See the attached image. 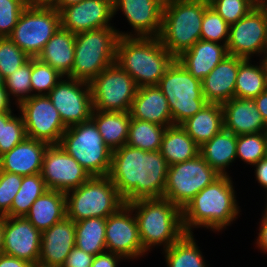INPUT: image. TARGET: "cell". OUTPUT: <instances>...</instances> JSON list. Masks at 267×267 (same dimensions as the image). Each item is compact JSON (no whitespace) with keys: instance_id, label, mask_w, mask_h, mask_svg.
Masks as SVG:
<instances>
[{"instance_id":"obj_1","label":"cell","mask_w":267,"mask_h":267,"mask_svg":"<svg viewBox=\"0 0 267 267\" xmlns=\"http://www.w3.org/2000/svg\"><path fill=\"white\" fill-rule=\"evenodd\" d=\"M169 165L160 151H144L129 145L112 151L108 177L124 202L163 198Z\"/></svg>"},{"instance_id":"obj_2","label":"cell","mask_w":267,"mask_h":267,"mask_svg":"<svg viewBox=\"0 0 267 267\" xmlns=\"http://www.w3.org/2000/svg\"><path fill=\"white\" fill-rule=\"evenodd\" d=\"M231 179L228 174L221 175L182 209L186 233H192V228L196 227L219 231L236 219L239 207Z\"/></svg>"},{"instance_id":"obj_3","label":"cell","mask_w":267,"mask_h":267,"mask_svg":"<svg viewBox=\"0 0 267 267\" xmlns=\"http://www.w3.org/2000/svg\"><path fill=\"white\" fill-rule=\"evenodd\" d=\"M174 60L159 37H119L116 63L133 78L138 88L157 86Z\"/></svg>"},{"instance_id":"obj_4","label":"cell","mask_w":267,"mask_h":267,"mask_svg":"<svg viewBox=\"0 0 267 267\" xmlns=\"http://www.w3.org/2000/svg\"><path fill=\"white\" fill-rule=\"evenodd\" d=\"M127 204L136 212L139 236L146 252L159 244L167 249L186 233L182 210L165 198L138 199Z\"/></svg>"},{"instance_id":"obj_5","label":"cell","mask_w":267,"mask_h":267,"mask_svg":"<svg viewBox=\"0 0 267 267\" xmlns=\"http://www.w3.org/2000/svg\"><path fill=\"white\" fill-rule=\"evenodd\" d=\"M209 0H165L159 38L176 59L201 39V23Z\"/></svg>"},{"instance_id":"obj_6","label":"cell","mask_w":267,"mask_h":267,"mask_svg":"<svg viewBox=\"0 0 267 267\" xmlns=\"http://www.w3.org/2000/svg\"><path fill=\"white\" fill-rule=\"evenodd\" d=\"M134 37L113 27L75 34L74 63L67 76L90 83L102 70L116 62L119 37Z\"/></svg>"},{"instance_id":"obj_7","label":"cell","mask_w":267,"mask_h":267,"mask_svg":"<svg viewBox=\"0 0 267 267\" xmlns=\"http://www.w3.org/2000/svg\"><path fill=\"white\" fill-rule=\"evenodd\" d=\"M65 196L66 217L74 222L91 217L107 218L126 204L108 176H92Z\"/></svg>"},{"instance_id":"obj_8","label":"cell","mask_w":267,"mask_h":267,"mask_svg":"<svg viewBox=\"0 0 267 267\" xmlns=\"http://www.w3.org/2000/svg\"><path fill=\"white\" fill-rule=\"evenodd\" d=\"M59 145L91 176H108L112 150L104 143L92 119L67 127Z\"/></svg>"},{"instance_id":"obj_9","label":"cell","mask_w":267,"mask_h":267,"mask_svg":"<svg viewBox=\"0 0 267 267\" xmlns=\"http://www.w3.org/2000/svg\"><path fill=\"white\" fill-rule=\"evenodd\" d=\"M157 87L167 98L173 125H181L208 103L202 94L201 81L176 59L166 69Z\"/></svg>"},{"instance_id":"obj_10","label":"cell","mask_w":267,"mask_h":267,"mask_svg":"<svg viewBox=\"0 0 267 267\" xmlns=\"http://www.w3.org/2000/svg\"><path fill=\"white\" fill-rule=\"evenodd\" d=\"M221 175L198 154L193 159L170 165L163 198L181 210Z\"/></svg>"},{"instance_id":"obj_11","label":"cell","mask_w":267,"mask_h":267,"mask_svg":"<svg viewBox=\"0 0 267 267\" xmlns=\"http://www.w3.org/2000/svg\"><path fill=\"white\" fill-rule=\"evenodd\" d=\"M60 26L55 8L26 6L9 38L30 58H37Z\"/></svg>"},{"instance_id":"obj_12","label":"cell","mask_w":267,"mask_h":267,"mask_svg":"<svg viewBox=\"0 0 267 267\" xmlns=\"http://www.w3.org/2000/svg\"><path fill=\"white\" fill-rule=\"evenodd\" d=\"M93 110L130 111L138 86L116 62L102 70L90 83Z\"/></svg>"},{"instance_id":"obj_13","label":"cell","mask_w":267,"mask_h":267,"mask_svg":"<svg viewBox=\"0 0 267 267\" xmlns=\"http://www.w3.org/2000/svg\"><path fill=\"white\" fill-rule=\"evenodd\" d=\"M27 137L59 144L67 127L48 95H33L18 105Z\"/></svg>"},{"instance_id":"obj_14","label":"cell","mask_w":267,"mask_h":267,"mask_svg":"<svg viewBox=\"0 0 267 267\" xmlns=\"http://www.w3.org/2000/svg\"><path fill=\"white\" fill-rule=\"evenodd\" d=\"M67 78L69 80L61 79L48 97L58 110L63 124L69 127L91 119L93 102L88 82Z\"/></svg>"},{"instance_id":"obj_15","label":"cell","mask_w":267,"mask_h":267,"mask_svg":"<svg viewBox=\"0 0 267 267\" xmlns=\"http://www.w3.org/2000/svg\"><path fill=\"white\" fill-rule=\"evenodd\" d=\"M42 178L48 190L67 193L92 176L59 144L49 145L42 164Z\"/></svg>"},{"instance_id":"obj_16","label":"cell","mask_w":267,"mask_h":267,"mask_svg":"<svg viewBox=\"0 0 267 267\" xmlns=\"http://www.w3.org/2000/svg\"><path fill=\"white\" fill-rule=\"evenodd\" d=\"M265 32V5H256L246 16L230 25L228 55L250 59L253 54H263Z\"/></svg>"},{"instance_id":"obj_17","label":"cell","mask_w":267,"mask_h":267,"mask_svg":"<svg viewBox=\"0 0 267 267\" xmlns=\"http://www.w3.org/2000/svg\"><path fill=\"white\" fill-rule=\"evenodd\" d=\"M132 212V208L125 204L106 218V250L125 259L138 258L146 252L142 247L136 218L131 216Z\"/></svg>"},{"instance_id":"obj_18","label":"cell","mask_w":267,"mask_h":267,"mask_svg":"<svg viewBox=\"0 0 267 267\" xmlns=\"http://www.w3.org/2000/svg\"><path fill=\"white\" fill-rule=\"evenodd\" d=\"M113 0H83L60 11L61 27L77 34L84 31L112 27Z\"/></svg>"},{"instance_id":"obj_19","label":"cell","mask_w":267,"mask_h":267,"mask_svg":"<svg viewBox=\"0 0 267 267\" xmlns=\"http://www.w3.org/2000/svg\"><path fill=\"white\" fill-rule=\"evenodd\" d=\"M42 233L24 217L4 216L3 254L37 262L41 251Z\"/></svg>"},{"instance_id":"obj_20","label":"cell","mask_w":267,"mask_h":267,"mask_svg":"<svg viewBox=\"0 0 267 267\" xmlns=\"http://www.w3.org/2000/svg\"><path fill=\"white\" fill-rule=\"evenodd\" d=\"M165 0H113V15L123 11L136 37H159Z\"/></svg>"},{"instance_id":"obj_21","label":"cell","mask_w":267,"mask_h":267,"mask_svg":"<svg viewBox=\"0 0 267 267\" xmlns=\"http://www.w3.org/2000/svg\"><path fill=\"white\" fill-rule=\"evenodd\" d=\"M50 144L26 137L0 156V170L22 176L41 173L45 152Z\"/></svg>"},{"instance_id":"obj_22","label":"cell","mask_w":267,"mask_h":267,"mask_svg":"<svg viewBox=\"0 0 267 267\" xmlns=\"http://www.w3.org/2000/svg\"><path fill=\"white\" fill-rule=\"evenodd\" d=\"M243 58L227 55L202 81V94L208 103L223 104L234 98L236 78Z\"/></svg>"},{"instance_id":"obj_23","label":"cell","mask_w":267,"mask_h":267,"mask_svg":"<svg viewBox=\"0 0 267 267\" xmlns=\"http://www.w3.org/2000/svg\"><path fill=\"white\" fill-rule=\"evenodd\" d=\"M75 247V222L65 217L62 221L42 232L39 260L52 266L64 264Z\"/></svg>"},{"instance_id":"obj_24","label":"cell","mask_w":267,"mask_h":267,"mask_svg":"<svg viewBox=\"0 0 267 267\" xmlns=\"http://www.w3.org/2000/svg\"><path fill=\"white\" fill-rule=\"evenodd\" d=\"M224 129L235 135L264 132L267 128L253 99L232 98L222 104Z\"/></svg>"},{"instance_id":"obj_25","label":"cell","mask_w":267,"mask_h":267,"mask_svg":"<svg viewBox=\"0 0 267 267\" xmlns=\"http://www.w3.org/2000/svg\"><path fill=\"white\" fill-rule=\"evenodd\" d=\"M129 112L131 119L148 121L164 127L173 125L167 98L157 86L138 88Z\"/></svg>"},{"instance_id":"obj_26","label":"cell","mask_w":267,"mask_h":267,"mask_svg":"<svg viewBox=\"0 0 267 267\" xmlns=\"http://www.w3.org/2000/svg\"><path fill=\"white\" fill-rule=\"evenodd\" d=\"M220 44L200 39L176 60L202 81L228 55L227 46Z\"/></svg>"},{"instance_id":"obj_27","label":"cell","mask_w":267,"mask_h":267,"mask_svg":"<svg viewBox=\"0 0 267 267\" xmlns=\"http://www.w3.org/2000/svg\"><path fill=\"white\" fill-rule=\"evenodd\" d=\"M74 53L75 34L60 26L37 58L50 65L61 75L68 76L73 68Z\"/></svg>"},{"instance_id":"obj_28","label":"cell","mask_w":267,"mask_h":267,"mask_svg":"<svg viewBox=\"0 0 267 267\" xmlns=\"http://www.w3.org/2000/svg\"><path fill=\"white\" fill-rule=\"evenodd\" d=\"M25 217L42 233L66 217L65 193L47 190L34 201Z\"/></svg>"},{"instance_id":"obj_29","label":"cell","mask_w":267,"mask_h":267,"mask_svg":"<svg viewBox=\"0 0 267 267\" xmlns=\"http://www.w3.org/2000/svg\"><path fill=\"white\" fill-rule=\"evenodd\" d=\"M236 145L237 135L223 128L200 146L199 154L220 175H227L225 168L237 158Z\"/></svg>"},{"instance_id":"obj_30","label":"cell","mask_w":267,"mask_h":267,"mask_svg":"<svg viewBox=\"0 0 267 267\" xmlns=\"http://www.w3.org/2000/svg\"><path fill=\"white\" fill-rule=\"evenodd\" d=\"M181 126L201 146L224 128L222 104L207 103Z\"/></svg>"},{"instance_id":"obj_31","label":"cell","mask_w":267,"mask_h":267,"mask_svg":"<svg viewBox=\"0 0 267 267\" xmlns=\"http://www.w3.org/2000/svg\"><path fill=\"white\" fill-rule=\"evenodd\" d=\"M199 149L200 146L181 125H172L166 127L159 151L170 166L193 159L199 154Z\"/></svg>"},{"instance_id":"obj_32","label":"cell","mask_w":267,"mask_h":267,"mask_svg":"<svg viewBox=\"0 0 267 267\" xmlns=\"http://www.w3.org/2000/svg\"><path fill=\"white\" fill-rule=\"evenodd\" d=\"M94 121L104 143L112 150L126 145L131 121L130 112H102L93 110Z\"/></svg>"},{"instance_id":"obj_33","label":"cell","mask_w":267,"mask_h":267,"mask_svg":"<svg viewBox=\"0 0 267 267\" xmlns=\"http://www.w3.org/2000/svg\"><path fill=\"white\" fill-rule=\"evenodd\" d=\"M106 218L91 217L75 222V246L96 256L106 251Z\"/></svg>"},{"instance_id":"obj_34","label":"cell","mask_w":267,"mask_h":267,"mask_svg":"<svg viewBox=\"0 0 267 267\" xmlns=\"http://www.w3.org/2000/svg\"><path fill=\"white\" fill-rule=\"evenodd\" d=\"M259 66L252 65L250 59H243L238 68L235 98L255 99L267 89V73L263 61Z\"/></svg>"},{"instance_id":"obj_35","label":"cell","mask_w":267,"mask_h":267,"mask_svg":"<svg viewBox=\"0 0 267 267\" xmlns=\"http://www.w3.org/2000/svg\"><path fill=\"white\" fill-rule=\"evenodd\" d=\"M164 251L168 267H207L193 233H185Z\"/></svg>"},{"instance_id":"obj_36","label":"cell","mask_w":267,"mask_h":267,"mask_svg":"<svg viewBox=\"0 0 267 267\" xmlns=\"http://www.w3.org/2000/svg\"><path fill=\"white\" fill-rule=\"evenodd\" d=\"M166 127L148 121L131 119L127 145L144 151H157L161 148Z\"/></svg>"},{"instance_id":"obj_37","label":"cell","mask_w":267,"mask_h":267,"mask_svg":"<svg viewBox=\"0 0 267 267\" xmlns=\"http://www.w3.org/2000/svg\"><path fill=\"white\" fill-rule=\"evenodd\" d=\"M48 190L41 173L23 176L21 186L12 201L10 217H24L34 201Z\"/></svg>"},{"instance_id":"obj_38","label":"cell","mask_w":267,"mask_h":267,"mask_svg":"<svg viewBox=\"0 0 267 267\" xmlns=\"http://www.w3.org/2000/svg\"><path fill=\"white\" fill-rule=\"evenodd\" d=\"M31 73H32V58L25 62L20 68L15 70L12 74L7 76L4 80V87L10 99V95H14L17 105L27 100L31 96Z\"/></svg>"},{"instance_id":"obj_39","label":"cell","mask_w":267,"mask_h":267,"mask_svg":"<svg viewBox=\"0 0 267 267\" xmlns=\"http://www.w3.org/2000/svg\"><path fill=\"white\" fill-rule=\"evenodd\" d=\"M266 156L264 132L237 136L236 157H239L250 165H255Z\"/></svg>"},{"instance_id":"obj_40","label":"cell","mask_w":267,"mask_h":267,"mask_svg":"<svg viewBox=\"0 0 267 267\" xmlns=\"http://www.w3.org/2000/svg\"><path fill=\"white\" fill-rule=\"evenodd\" d=\"M61 78H64V76L50 65L38 58H32L31 87L32 92H38L34 95H48Z\"/></svg>"},{"instance_id":"obj_41","label":"cell","mask_w":267,"mask_h":267,"mask_svg":"<svg viewBox=\"0 0 267 267\" xmlns=\"http://www.w3.org/2000/svg\"><path fill=\"white\" fill-rule=\"evenodd\" d=\"M230 25L210 6L205 9L201 23V39L227 46Z\"/></svg>"},{"instance_id":"obj_42","label":"cell","mask_w":267,"mask_h":267,"mask_svg":"<svg viewBox=\"0 0 267 267\" xmlns=\"http://www.w3.org/2000/svg\"><path fill=\"white\" fill-rule=\"evenodd\" d=\"M29 59L9 37L0 38V73L4 79Z\"/></svg>"},{"instance_id":"obj_43","label":"cell","mask_w":267,"mask_h":267,"mask_svg":"<svg viewBox=\"0 0 267 267\" xmlns=\"http://www.w3.org/2000/svg\"><path fill=\"white\" fill-rule=\"evenodd\" d=\"M209 5L229 24H235L256 5L251 0H209Z\"/></svg>"},{"instance_id":"obj_44","label":"cell","mask_w":267,"mask_h":267,"mask_svg":"<svg viewBox=\"0 0 267 267\" xmlns=\"http://www.w3.org/2000/svg\"><path fill=\"white\" fill-rule=\"evenodd\" d=\"M27 137L22 116L12 115L6 123H2L0 138V156L10 151Z\"/></svg>"},{"instance_id":"obj_45","label":"cell","mask_w":267,"mask_h":267,"mask_svg":"<svg viewBox=\"0 0 267 267\" xmlns=\"http://www.w3.org/2000/svg\"><path fill=\"white\" fill-rule=\"evenodd\" d=\"M26 6L25 0H0V38L11 35Z\"/></svg>"},{"instance_id":"obj_46","label":"cell","mask_w":267,"mask_h":267,"mask_svg":"<svg viewBox=\"0 0 267 267\" xmlns=\"http://www.w3.org/2000/svg\"><path fill=\"white\" fill-rule=\"evenodd\" d=\"M23 176L0 170V216H9L13 199L20 189Z\"/></svg>"},{"instance_id":"obj_47","label":"cell","mask_w":267,"mask_h":267,"mask_svg":"<svg viewBox=\"0 0 267 267\" xmlns=\"http://www.w3.org/2000/svg\"><path fill=\"white\" fill-rule=\"evenodd\" d=\"M94 256L76 246L67 256L62 267H91Z\"/></svg>"},{"instance_id":"obj_48","label":"cell","mask_w":267,"mask_h":267,"mask_svg":"<svg viewBox=\"0 0 267 267\" xmlns=\"http://www.w3.org/2000/svg\"><path fill=\"white\" fill-rule=\"evenodd\" d=\"M123 259L122 256L105 251L94 256L91 267H117L118 260Z\"/></svg>"},{"instance_id":"obj_49","label":"cell","mask_w":267,"mask_h":267,"mask_svg":"<svg viewBox=\"0 0 267 267\" xmlns=\"http://www.w3.org/2000/svg\"><path fill=\"white\" fill-rule=\"evenodd\" d=\"M30 262L10 256L7 254L0 255V267H31Z\"/></svg>"},{"instance_id":"obj_50","label":"cell","mask_w":267,"mask_h":267,"mask_svg":"<svg viewBox=\"0 0 267 267\" xmlns=\"http://www.w3.org/2000/svg\"><path fill=\"white\" fill-rule=\"evenodd\" d=\"M255 166L256 179L267 190V156L258 161Z\"/></svg>"},{"instance_id":"obj_51","label":"cell","mask_w":267,"mask_h":267,"mask_svg":"<svg viewBox=\"0 0 267 267\" xmlns=\"http://www.w3.org/2000/svg\"><path fill=\"white\" fill-rule=\"evenodd\" d=\"M261 225H260V232L259 236L257 238V245L260 247L262 250L267 252V207L265 208V213L261 219Z\"/></svg>"},{"instance_id":"obj_52","label":"cell","mask_w":267,"mask_h":267,"mask_svg":"<svg viewBox=\"0 0 267 267\" xmlns=\"http://www.w3.org/2000/svg\"><path fill=\"white\" fill-rule=\"evenodd\" d=\"M258 111L261 113L262 118L267 125V89L253 99Z\"/></svg>"},{"instance_id":"obj_53","label":"cell","mask_w":267,"mask_h":267,"mask_svg":"<svg viewBox=\"0 0 267 267\" xmlns=\"http://www.w3.org/2000/svg\"><path fill=\"white\" fill-rule=\"evenodd\" d=\"M10 100L7 95L5 87H0V112L10 111Z\"/></svg>"},{"instance_id":"obj_54","label":"cell","mask_w":267,"mask_h":267,"mask_svg":"<svg viewBox=\"0 0 267 267\" xmlns=\"http://www.w3.org/2000/svg\"><path fill=\"white\" fill-rule=\"evenodd\" d=\"M27 6L32 7H52L56 0H25Z\"/></svg>"},{"instance_id":"obj_55","label":"cell","mask_w":267,"mask_h":267,"mask_svg":"<svg viewBox=\"0 0 267 267\" xmlns=\"http://www.w3.org/2000/svg\"><path fill=\"white\" fill-rule=\"evenodd\" d=\"M81 1L83 0H56L55 4L52 7L60 12L64 7L80 3Z\"/></svg>"},{"instance_id":"obj_56","label":"cell","mask_w":267,"mask_h":267,"mask_svg":"<svg viewBox=\"0 0 267 267\" xmlns=\"http://www.w3.org/2000/svg\"><path fill=\"white\" fill-rule=\"evenodd\" d=\"M4 246V216H0V255L3 253Z\"/></svg>"},{"instance_id":"obj_57","label":"cell","mask_w":267,"mask_h":267,"mask_svg":"<svg viewBox=\"0 0 267 267\" xmlns=\"http://www.w3.org/2000/svg\"><path fill=\"white\" fill-rule=\"evenodd\" d=\"M12 116V110L7 112H0V138L2 132V123H6V121Z\"/></svg>"},{"instance_id":"obj_58","label":"cell","mask_w":267,"mask_h":267,"mask_svg":"<svg viewBox=\"0 0 267 267\" xmlns=\"http://www.w3.org/2000/svg\"><path fill=\"white\" fill-rule=\"evenodd\" d=\"M265 21H266V34H265V47L264 53H267V5H265Z\"/></svg>"},{"instance_id":"obj_59","label":"cell","mask_w":267,"mask_h":267,"mask_svg":"<svg viewBox=\"0 0 267 267\" xmlns=\"http://www.w3.org/2000/svg\"><path fill=\"white\" fill-rule=\"evenodd\" d=\"M31 267H60V266H52V265H47L45 263H42L40 261L34 262L31 264Z\"/></svg>"},{"instance_id":"obj_60","label":"cell","mask_w":267,"mask_h":267,"mask_svg":"<svg viewBox=\"0 0 267 267\" xmlns=\"http://www.w3.org/2000/svg\"><path fill=\"white\" fill-rule=\"evenodd\" d=\"M263 56H264L263 57L264 59H262V61L264 63V66H265V69H266V73H267V53H264Z\"/></svg>"},{"instance_id":"obj_61","label":"cell","mask_w":267,"mask_h":267,"mask_svg":"<svg viewBox=\"0 0 267 267\" xmlns=\"http://www.w3.org/2000/svg\"><path fill=\"white\" fill-rule=\"evenodd\" d=\"M4 78L2 76V74L0 73V87H4Z\"/></svg>"},{"instance_id":"obj_62","label":"cell","mask_w":267,"mask_h":267,"mask_svg":"<svg viewBox=\"0 0 267 267\" xmlns=\"http://www.w3.org/2000/svg\"><path fill=\"white\" fill-rule=\"evenodd\" d=\"M265 139H266V154H267V128L264 131Z\"/></svg>"},{"instance_id":"obj_63","label":"cell","mask_w":267,"mask_h":267,"mask_svg":"<svg viewBox=\"0 0 267 267\" xmlns=\"http://www.w3.org/2000/svg\"><path fill=\"white\" fill-rule=\"evenodd\" d=\"M255 5H260V0H251Z\"/></svg>"},{"instance_id":"obj_64","label":"cell","mask_w":267,"mask_h":267,"mask_svg":"<svg viewBox=\"0 0 267 267\" xmlns=\"http://www.w3.org/2000/svg\"><path fill=\"white\" fill-rule=\"evenodd\" d=\"M260 5H267V0H260Z\"/></svg>"}]
</instances>
